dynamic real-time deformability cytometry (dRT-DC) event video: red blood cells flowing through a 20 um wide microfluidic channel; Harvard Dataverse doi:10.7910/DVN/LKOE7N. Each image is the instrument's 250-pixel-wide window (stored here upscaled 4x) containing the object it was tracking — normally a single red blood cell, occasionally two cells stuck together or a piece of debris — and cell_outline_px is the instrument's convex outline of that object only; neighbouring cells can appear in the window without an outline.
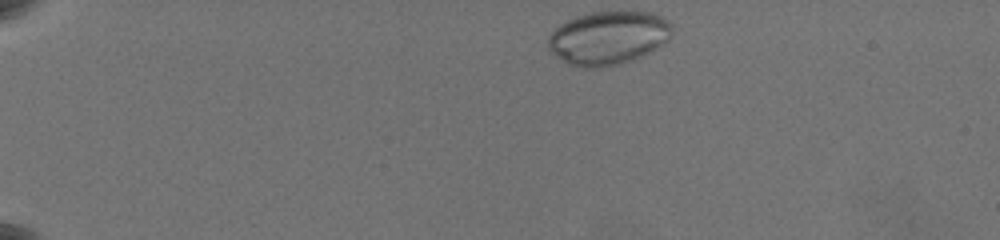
{"species": "common noctule bat (a hibernating species)", "species_latin": "Nyctalus noctula", "temperature_condition": "warm", "stored_images_in_passage": 25, "camera_frame_rate_fps": 3000, "um_per_image_px": 0.085, "animal": {"sex": "female", "body_mass_g": 19.5, "forearm_length_mm": 54.1}, "frame": {"image": 1, "passage_image": 1, "time_ms": 0.0, "image_size_px": [1000, 240], "cell_outline_px": [[672, 36], [664, 44], [632, 60], [620, 64], [600, 68], [584, 68], [568, 64], [556, 56], [548, 48], [548, 36], [560, 24], [576, 16], [592, 12], [652, 12], [668, 20], [672, 24]], "centroid_in_image_um": [51.71, 3.22], "position_along_channel_um": 33.3, "area_um2": 38.73}}
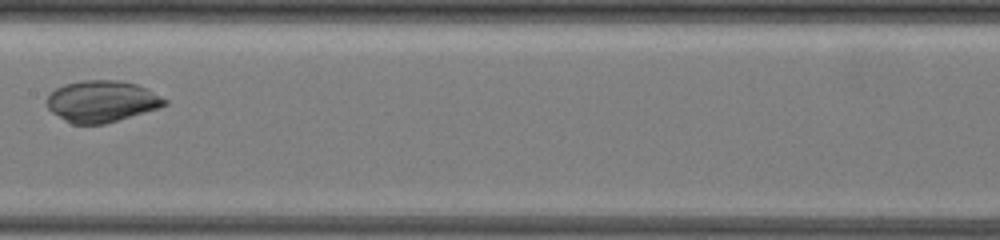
{"frame": {"image": 2, "passage_image": 14, "time_ms": 7.333, "image_size_px": [1000, 240], "cell_outline_px": [[168, 104], [156, 108], [104, 124], [72, 124], [64, 120], [52, 112], [48, 108], [48, 96], [56, 88], [64, 84], [84, 80], [120, 80], [136, 84], [168, 100]], "centroid_in_image_um": [8.62, 8.61], "position_along_channel_um": 198.8, "area_um2": 28.03}}
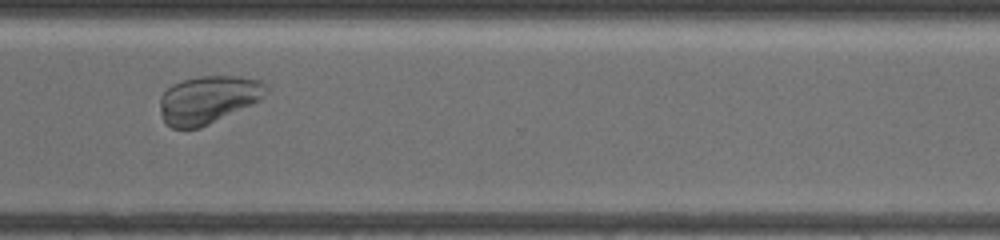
{"frame": {"image": 3, "passage_image": 21, "time_ms": 11.667, "image_size_px": [1000, 240], "cell_outline_px": [[268, 92], [252, 104], [200, 128], [172, 128], [164, 120], [160, 112], [160, 96], [172, 84], [184, 80], [200, 76], [240, 76], [260, 80], [268, 88]], "centroid_in_image_um": [17.68, 8.46], "position_along_channel_um": 352.9, "area_um2": 29.3}}